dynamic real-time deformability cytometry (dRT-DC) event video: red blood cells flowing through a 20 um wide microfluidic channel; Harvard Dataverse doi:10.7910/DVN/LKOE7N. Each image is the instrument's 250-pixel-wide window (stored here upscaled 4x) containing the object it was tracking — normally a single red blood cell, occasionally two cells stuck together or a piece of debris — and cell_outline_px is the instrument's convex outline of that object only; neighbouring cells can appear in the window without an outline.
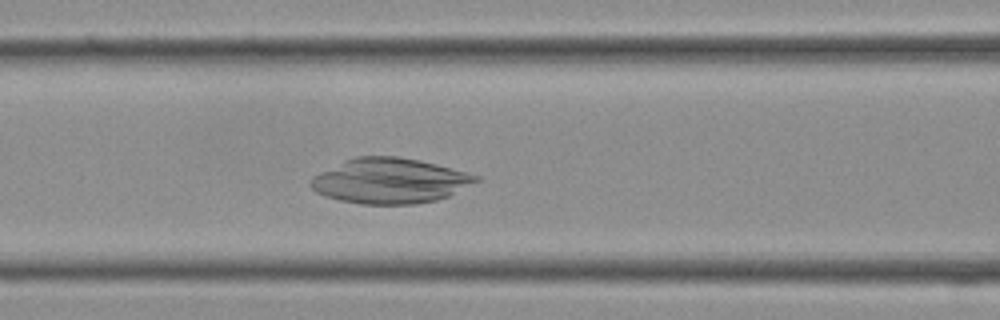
{"species": "Egyptian fruit bat (a non-hibernating species)", "species_latin": "Rousettus aegyptiacus", "temperature_condition": "cold", "stored_images_in_passage": 28, "camera_frame_rate_fps": 3000, "um_per_image_px": 0.085, "frame": {"image": 1, "passage_image": 8, "time_ms": 2.333, "image_size_px": [1000, 320], "cell_outline_px": [[484, 180], [448, 196], [436, 200], [416, 204], [360, 204], [340, 200], [316, 192], [308, 184], [308, 180], [312, 176], [344, 160], [356, 156], [396, 156], [420, 160], [436, 164], [480, 176]], "centroid_in_image_um": [33.16, 15.37], "position_along_channel_um": 133.4, "area_um2": 43.75}}
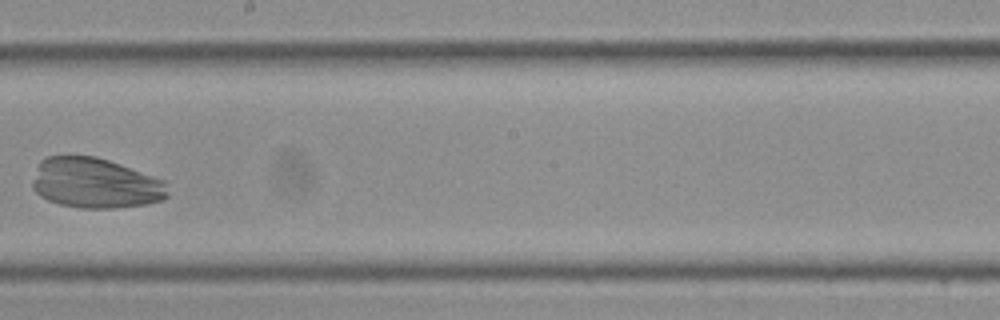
{"frame": {"image": 2, "passage_image": 14, "time_ms": 4.333, "image_size_px": [1000, 320], "cell_outline_px": [[168, 196], [164, 200], [144, 204], [116, 208], [80, 208], [60, 204], [48, 200], [40, 196], [32, 188], [32, 180], [40, 160], [48, 156], [96, 156], [120, 164], [164, 180], [168, 192]], "centroid_in_image_um": [8.08, 15.57], "position_along_channel_um": 240.1, "area_um2": 39.65}}
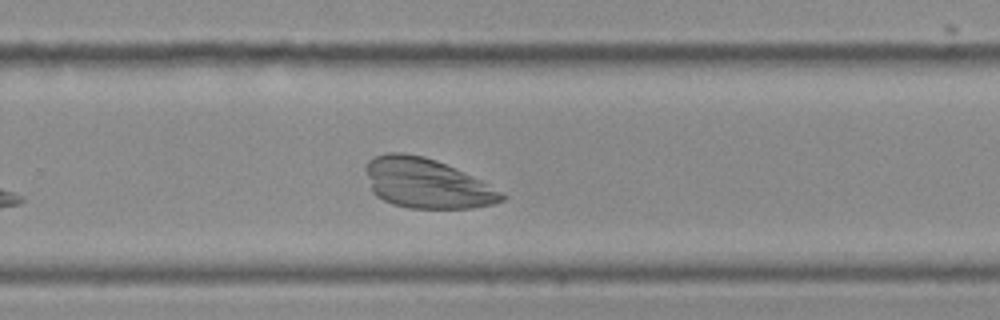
{"frame": {"image": 3, "passage_image": 17, "time_ms": 5.333, "image_size_px": [1000, 320], "cell_outline_px": [[508, 196], [504, 200], [496, 204], [472, 208], [408, 208], [392, 204], [376, 196], [372, 192], [364, 172], [364, 164], [368, 160], [376, 156], [388, 152], [404, 152], [424, 156], [436, 160], [480, 180]], "centroid_in_image_um": [36.22, 15.58], "position_along_channel_um": 293.6, "area_um2": 39.59}}